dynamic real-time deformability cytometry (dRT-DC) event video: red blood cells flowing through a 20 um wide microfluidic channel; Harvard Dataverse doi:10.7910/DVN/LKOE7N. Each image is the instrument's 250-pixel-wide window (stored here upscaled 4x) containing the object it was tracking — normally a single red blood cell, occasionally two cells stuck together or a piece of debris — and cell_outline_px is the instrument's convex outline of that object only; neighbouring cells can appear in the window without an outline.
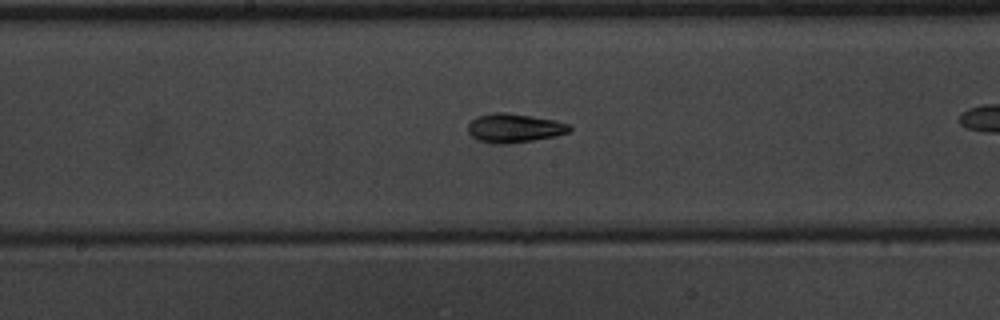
{"species": "common noctule bat (a hibernating species)", "species_latin": "Nyctalus noctula", "temperature_condition": "warm", "stored_images_in_passage": 34, "camera_frame_rate_fps": 3000, "um_per_image_px": 0.085, "animal": {"sex": "male", "body_mass_g": 20.1, "forearm_length_mm": 53.5}, "frame": {"image": 1, "passage_image": 20, "time_ms": 6.333, "image_size_px": [1000, 320], "cell_outline_px": [[572, 128], [568, 132], [556, 136], [532, 140], [504, 144], [492, 144], [476, 140], [468, 132], [468, 124], [476, 116], [492, 112], [508, 112], [556, 120], [568, 124]], "centroid_in_image_um": [43.68, 10.88], "position_along_channel_um": 204.5, "area_um2": 17.28}}
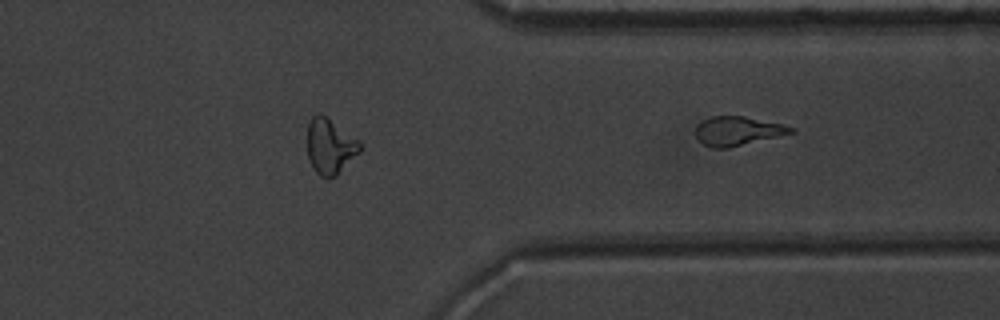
{"frame": {"image": 2, "passage_image": 34, "time_ms": 11.0, "image_size_px": [1000, 320], "cell_outline_px": [[796, 132], [728, 148], [712, 148], [704, 144], [696, 136], [696, 124], [712, 116], [744, 116], [784, 124], [796, 128]], "centroid_in_image_um": [62.74, 11.13], "position_along_channel_um": 348.7, "area_um2": 16.13}}